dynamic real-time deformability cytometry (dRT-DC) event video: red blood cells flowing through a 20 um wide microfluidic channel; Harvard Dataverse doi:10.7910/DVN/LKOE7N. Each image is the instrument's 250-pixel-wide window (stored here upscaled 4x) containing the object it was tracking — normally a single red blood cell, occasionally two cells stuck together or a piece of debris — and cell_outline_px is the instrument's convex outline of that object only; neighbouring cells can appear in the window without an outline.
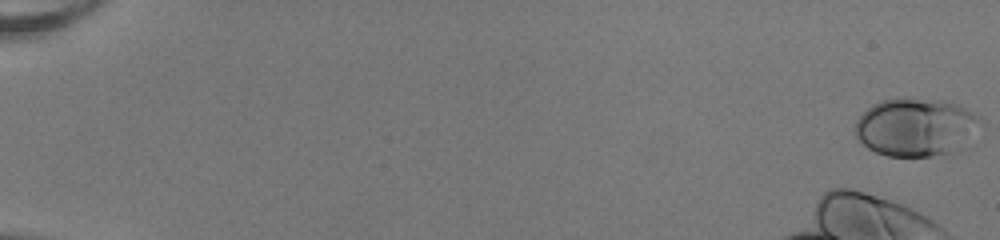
{"species": "human", "species_latin": "Homo sapiens", "temperature_condition": "room temperature", "stored_images_in_passage": 42, "camera_frame_rate_fps": 3000, "um_per_image_px": 0.085, "donor": {"sex": "female"}, "frame": {"image": 1, "passage_image": 1, "time_ms": 0.0, "image_size_px": [1000, 240], "cell_outline_px": [[984, 124], [952, 152], [932, 156], [888, 156], [876, 152], [868, 148], [856, 136], [856, 120], [872, 104], [880, 100], [908, 96], [940, 100], [956, 104], [980, 116], [984, 120]], "centroid_in_image_um": [77.84, 10.77], "position_along_channel_um": 7.2, "area_um2": 42.48}}